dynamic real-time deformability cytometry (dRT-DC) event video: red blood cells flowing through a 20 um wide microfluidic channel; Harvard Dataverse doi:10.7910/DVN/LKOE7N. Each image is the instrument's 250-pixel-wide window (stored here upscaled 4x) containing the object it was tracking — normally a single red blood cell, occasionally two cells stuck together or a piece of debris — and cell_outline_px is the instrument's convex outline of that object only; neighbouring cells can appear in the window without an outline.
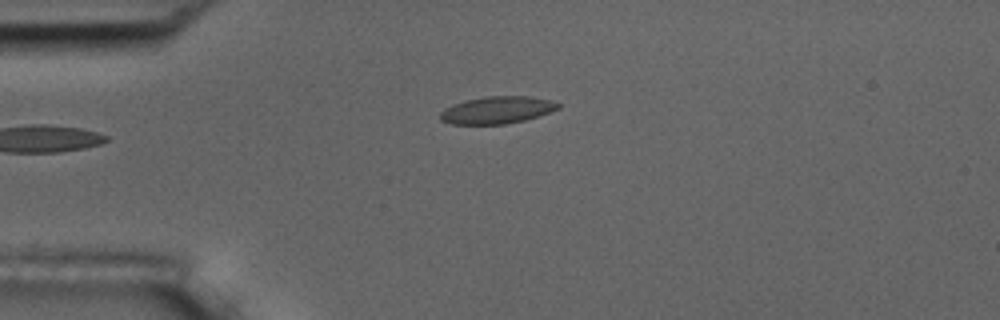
{"species": "common noctule bat (a hibernating species)", "species_latin": "Nyctalus noctula", "temperature_condition": "room temperature", "stored_images_in_passage": 6, "camera_frame_rate_fps": 3000, "um_per_image_px": 0.085, "animal": {"sex": "male", "body_mass_g": 17.5, "forearm_length_mm": 52.3}, "frame": {"image": 1, "passage_image": 6, "time_ms": 5.333, "image_size_px": [1000, 320], "cell_outline_px": [[560, 108], [524, 120], [504, 124], [452, 124], [440, 120], [440, 112], [444, 108], [452, 104], [484, 96], [528, 96], [548, 100], [560, 104]], "centroid_in_image_um": [42.2, 9.35], "position_along_channel_um": 42.8, "area_um2": 18.5}}